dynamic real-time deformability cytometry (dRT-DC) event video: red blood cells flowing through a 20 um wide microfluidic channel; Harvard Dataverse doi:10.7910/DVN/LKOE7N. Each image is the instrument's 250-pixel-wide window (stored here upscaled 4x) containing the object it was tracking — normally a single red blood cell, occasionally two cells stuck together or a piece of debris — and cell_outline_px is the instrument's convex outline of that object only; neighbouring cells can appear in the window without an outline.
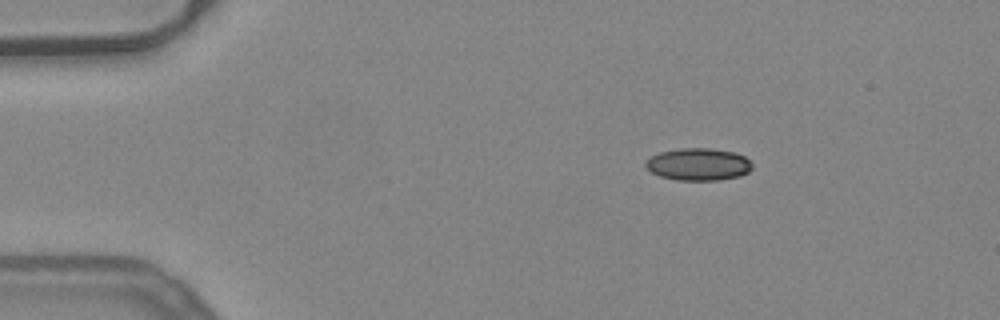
{"species": "common noctule bat (a hibernating species)", "species_latin": "Nyctalus noctula", "temperature_condition": "warm", "stored_images_in_passage": 9, "camera_frame_rate_fps": 3000, "um_per_image_px": 0.085, "animal": {"sex": "female", "body_mass_g": 24.6, "forearm_length_mm": 56.2}, "frame": {"image": 1, "passage_image": 1, "time_ms": 0.0, "image_size_px": [1000, 320], "cell_outline_px": [[752, 168], [748, 172], [740, 176], [720, 180], [676, 180], [660, 176], [652, 172], [644, 164], [652, 156], [660, 152], [680, 148], [712, 148], [736, 152], [744, 156], [752, 164]], "centroid_in_image_um": [59.39, 13.96], "position_along_channel_um": 25.6, "area_um2": 20.06}}